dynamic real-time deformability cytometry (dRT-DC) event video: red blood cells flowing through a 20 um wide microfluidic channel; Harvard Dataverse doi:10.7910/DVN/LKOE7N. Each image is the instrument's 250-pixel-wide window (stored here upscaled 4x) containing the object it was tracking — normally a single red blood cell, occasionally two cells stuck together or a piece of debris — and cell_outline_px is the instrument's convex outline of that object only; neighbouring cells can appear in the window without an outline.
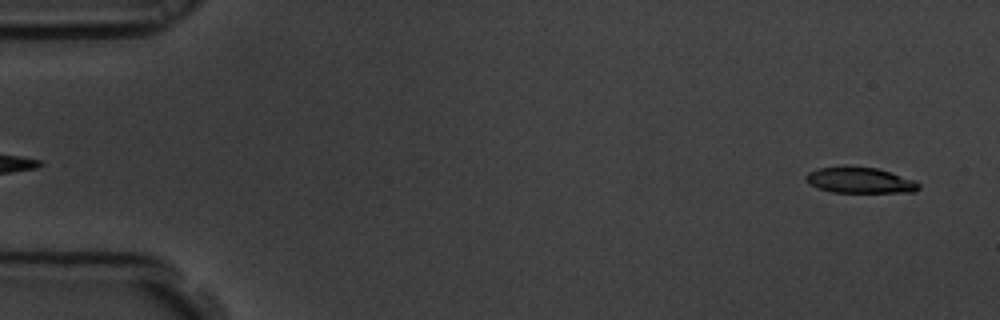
{"species": "common noctule bat (a hibernating species)", "species_latin": "Nyctalus noctula", "temperature_condition": "room temperature", "stored_images_in_passage": 59, "camera_frame_rate_fps": 3000, "um_per_image_px": 0.085, "animal": {"sex": "male", "body_mass_g": 19.5, "forearm_length_mm": 54.6}, "frame": {"image": 1, "passage_image": 3, "time_ms": 0.667, "image_size_px": [1000, 320], "cell_outline_px": [[920, 188], [916, 192], [832, 192], [808, 184], [804, 176], [808, 172], [816, 168], [840, 164], [844, 164], [876, 168], [916, 180], [920, 184]], "centroid_in_image_um": [73.05, 15.29], "position_along_channel_um": 12.0, "area_um2": 17.51}}
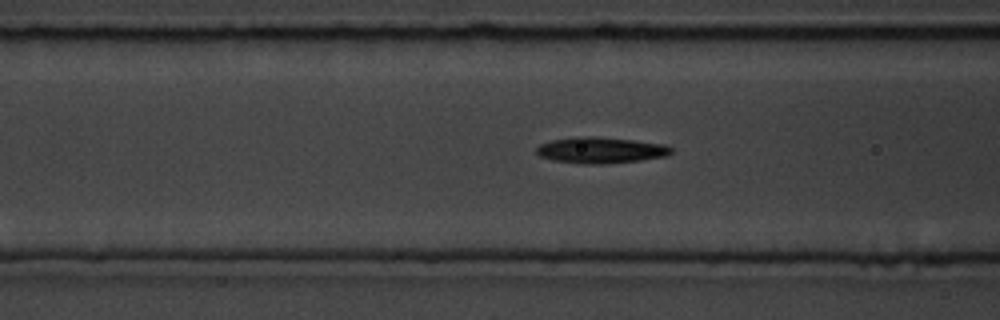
{"frame": {"image": 2, "passage_image": 23, "time_ms": 7.333, "image_size_px": [1000, 320], "cell_outline_px": [[672, 152], [668, 156], [640, 160], [604, 164], [580, 164], [552, 160], [540, 156], [536, 152], [536, 148], [540, 144], [552, 140], [576, 136], [596, 136], [632, 140], [664, 144], [672, 148]], "centroid_in_image_um": [51.05, 12.77], "position_along_channel_um": 115.6, "area_um2": 20.63}}
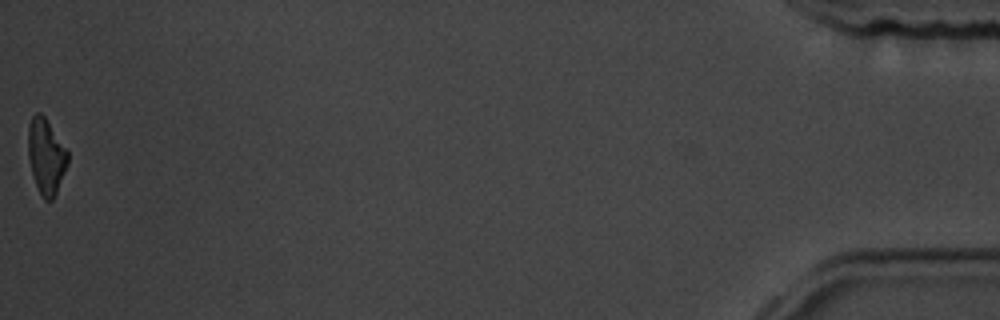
{"frame": {"image": 3, "passage_image": 59, "time_ms": 19.333, "image_size_px": [1000, 320], "cell_outline_px": [[68, 164], [56, 192], [52, 200], [44, 200], [36, 184], [32, 172], [28, 156], [28, 124], [32, 116], [36, 112], [40, 112], [44, 116], [68, 152]], "centroid_in_image_um": [3.9, 13.26], "position_along_channel_um": 431.3, "area_um2": 17.11}, "authors_computed_cell_mechanics": {"area_um2": 19.363, "velocity_mm_per_s": 3.46, "shape_relaxation_time_tau1_ms": 4.063, "shape_relaxation_time_tau2_ms": 10.5557, "deformation_change_tau1": 0.1472, "deformation_change_tau2": 0.2232}}